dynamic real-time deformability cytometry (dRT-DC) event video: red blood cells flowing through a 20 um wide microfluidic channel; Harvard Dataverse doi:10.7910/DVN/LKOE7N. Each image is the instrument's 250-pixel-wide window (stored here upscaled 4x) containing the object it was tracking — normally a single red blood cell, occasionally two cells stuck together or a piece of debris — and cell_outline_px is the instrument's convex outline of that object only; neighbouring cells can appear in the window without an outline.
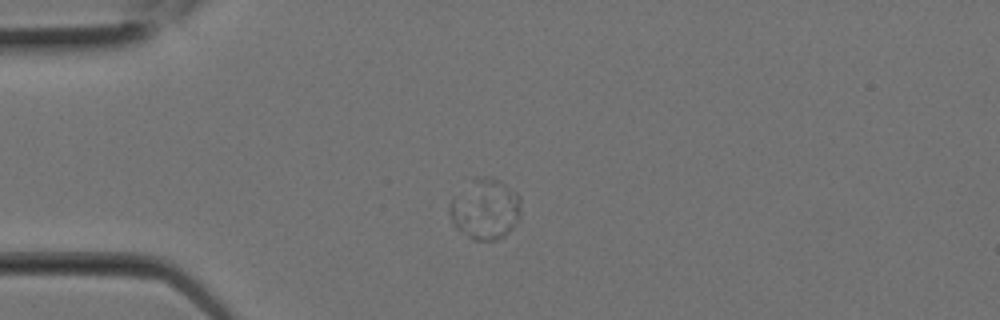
{"species": "Egyptian fruit bat (a non-hibernating species)", "species_latin": "Rousettus aegyptiacus", "temperature_condition": "room temperature", "stored_images_in_passage": 2, "camera_frame_rate_fps": 3000, "um_per_image_px": 0.085, "animal": {"sex": "female"}, "frame": {"image": 1, "passage_image": 2, "time_ms": 0.333, "image_size_px": [1000, 320], "cell_outline_px": [[520, 220], [504, 236], [496, 240], [472, 240], [456, 228], [452, 224], [448, 208], [452, 200], [472, 176], [488, 176], [500, 180], [516, 192], [520, 196]], "centroid_in_image_um": [41.24, 17.75], "position_along_channel_um": 43.8, "area_um2": 25.61}}